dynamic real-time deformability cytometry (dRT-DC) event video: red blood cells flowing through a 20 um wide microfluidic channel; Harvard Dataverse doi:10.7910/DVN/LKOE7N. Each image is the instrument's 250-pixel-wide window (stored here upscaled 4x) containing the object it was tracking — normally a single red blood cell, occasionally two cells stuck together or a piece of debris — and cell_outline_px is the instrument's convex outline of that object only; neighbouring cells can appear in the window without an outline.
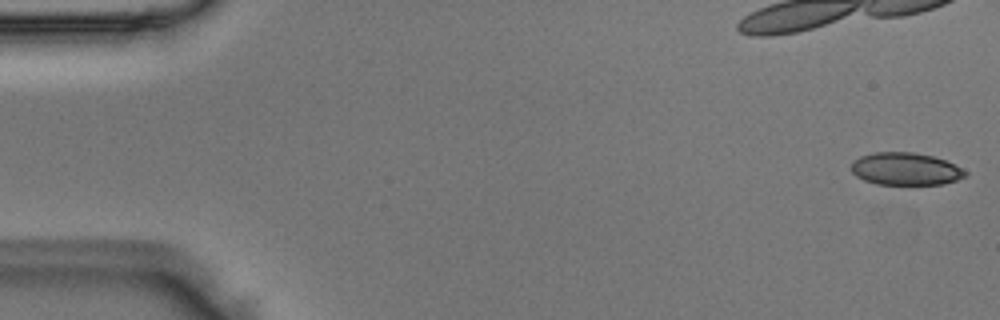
{"species": "Egyptian fruit bat (a non-hibernating species)", "species_latin": "Rousettus aegyptiacus", "temperature_condition": "room temperature", "stored_images_in_passage": 46, "camera_frame_rate_fps": 3000, "um_per_image_px": 0.085, "animal": {"sex": "male"}, "frame": {"image": 1, "passage_image": 1, "time_ms": 0.0, "image_size_px": [1000, 320], "cell_outline_px": [[968, 172], [964, 176], [956, 180], [944, 184], [876, 184], [864, 180], [856, 176], [852, 172], [852, 160], [860, 156], [876, 152], [912, 152], [932, 156], [944, 160]], "centroid_in_image_um": [76.93, 14.36], "position_along_channel_um": 8.1, "area_um2": 21.39}}